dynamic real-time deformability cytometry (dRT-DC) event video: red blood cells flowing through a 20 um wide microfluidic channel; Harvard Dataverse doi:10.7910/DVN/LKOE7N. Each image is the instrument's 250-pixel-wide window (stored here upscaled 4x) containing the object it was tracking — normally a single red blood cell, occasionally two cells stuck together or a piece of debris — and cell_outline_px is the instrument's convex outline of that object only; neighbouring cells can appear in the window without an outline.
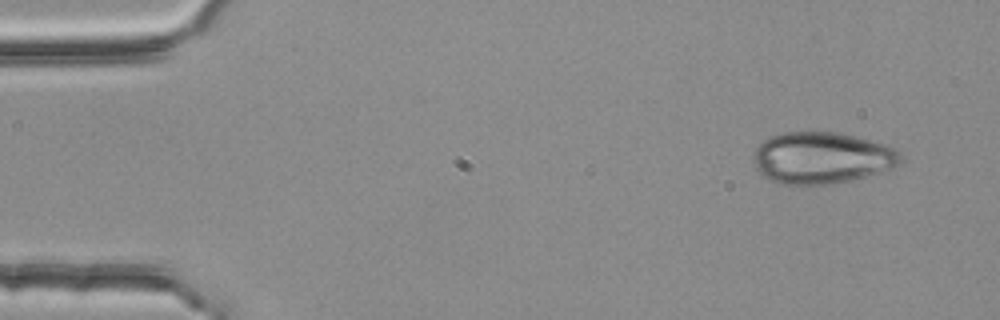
{"species": "common noctule bat (a hibernating species)", "species_latin": "Nyctalus noctula", "temperature_condition": "room temperature", "stored_images_in_passage": 3, "camera_frame_rate_fps": 3000, "um_per_image_px": 0.085, "animal": {"sex": "female", "body_mass_g": 25.1}, "frame": {"image": 1, "passage_image": 1, "time_ms": 0.0, "image_size_px": [1000, 320], "cell_outline_px": [[904, 160], [892, 168], [868, 176], [852, 180], [828, 184], [784, 184], [772, 180], [764, 176], [760, 172], [752, 156], [756, 148], [764, 140], [772, 136], [784, 132], [836, 132], [884, 144], [896, 148], [904, 156]], "centroid_in_image_um": [69.9, 13.42], "position_along_channel_um": 15.1, "area_um2": 44.04}}